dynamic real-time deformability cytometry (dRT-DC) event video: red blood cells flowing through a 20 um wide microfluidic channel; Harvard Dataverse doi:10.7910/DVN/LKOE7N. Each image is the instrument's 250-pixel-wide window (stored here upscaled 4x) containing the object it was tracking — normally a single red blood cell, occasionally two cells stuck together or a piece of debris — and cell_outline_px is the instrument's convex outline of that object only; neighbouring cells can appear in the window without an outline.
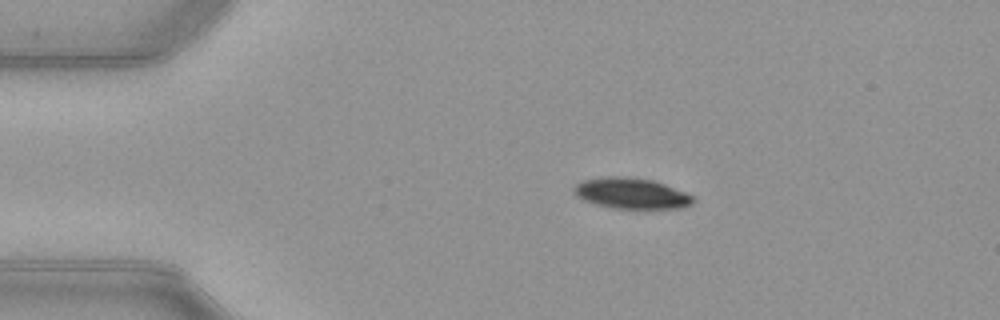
{"species": "common noctule bat (a hibernating species)", "species_latin": "Nyctalus noctula", "temperature_condition": "warm", "stored_images_in_passage": 43, "camera_frame_rate_fps": 3000, "um_per_image_px": 0.085, "animal": {"sex": "female", "body_mass_g": 21.9}, "frame": {"image": 1, "passage_image": 1, "time_ms": 0.0, "image_size_px": [1000, 320], "cell_outline_px": [[696, 200], [692, 204], [684, 208], [612, 208], [596, 204], [584, 200], [576, 196], [572, 192], [572, 188], [576, 184], [584, 180], [604, 176], [620, 176], [652, 180], [664, 184], [696, 196]], "centroid_in_image_um": [53.68, 16.44], "position_along_channel_um": 31.3, "area_um2": 21.5}}
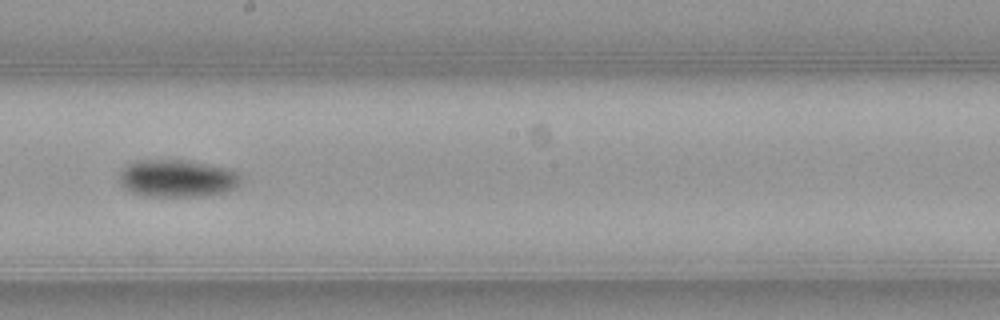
{"frame": {"image": 2, "passage_image": 20, "time_ms": 6.333, "image_size_px": [1000, 320], "cell_outline_px": [[240, 184], [236, 188], [224, 192], [204, 196], [144, 196], [132, 192], [124, 188], [120, 184], [120, 172], [128, 164], [136, 160], [188, 160], [228, 168], [236, 172], [240, 176]], "centroid_in_image_um": [15.07, 15.16], "position_along_channel_um": 233.1, "area_um2": 26.59}}
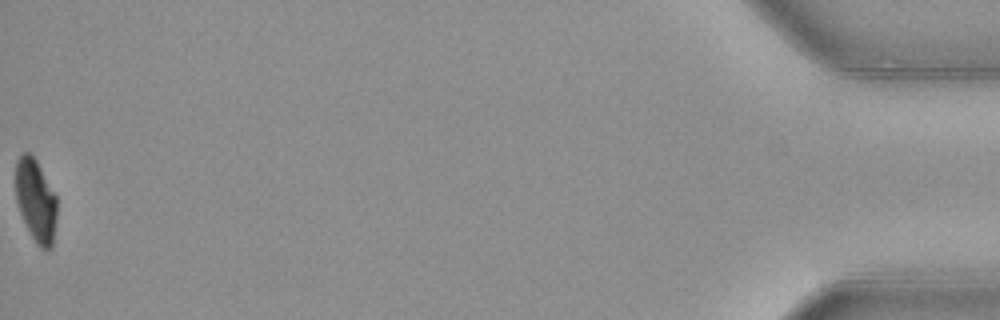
{"frame": {"image": 3, "passage_image": 43, "time_ms": 14.0, "image_size_px": [1000, 320], "cell_outline_px": [[56, 220], [52, 248], [48, 252], [40, 248], [36, 244], [20, 212], [16, 200], [16, 160], [24, 152], [28, 152], [36, 160], [56, 196]], "centroid_in_image_um": [3.05, 17.08], "position_along_channel_um": 432.1, "area_um2": 19.71}, "authors_computed_cell_mechanics": {"area_um2": 23.987, "velocity_mm_per_s": 3.9814, "shape_relaxation_time_tau1_ms": 3.2254, "shape_relaxation_time_tau2_ms": null, "deformation_change_tau1": 0.1349, "deformation_change_tau2": null}}